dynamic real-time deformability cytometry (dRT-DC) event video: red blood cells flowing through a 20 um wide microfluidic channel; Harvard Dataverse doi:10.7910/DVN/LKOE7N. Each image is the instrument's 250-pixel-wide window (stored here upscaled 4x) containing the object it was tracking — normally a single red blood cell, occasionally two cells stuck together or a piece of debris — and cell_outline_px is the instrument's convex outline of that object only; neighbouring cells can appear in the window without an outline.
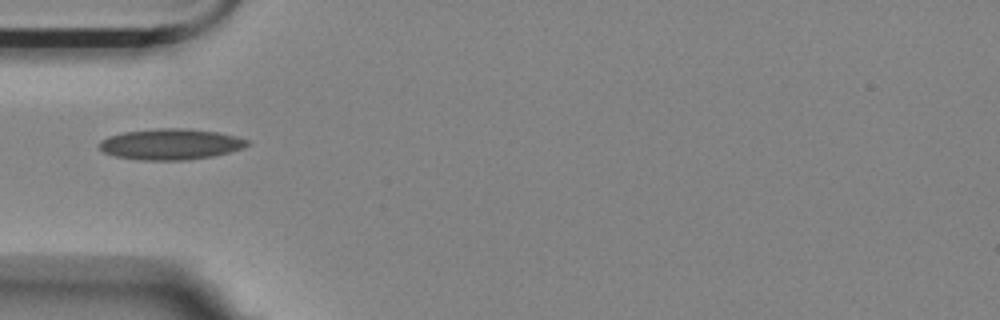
{"species": "Egyptian fruit bat (a non-hibernating species)", "species_latin": "Rousettus aegyptiacus", "temperature_condition": "room temperature", "stored_images_in_passage": 2, "camera_frame_rate_fps": 3000, "um_per_image_px": 0.085, "animal": {"sex": "female"}, "frame": {"image": 1, "passage_image": 1, "time_ms": 0.0, "image_size_px": [1000, 320], "cell_outline_px": [[252, 144], [244, 148], [212, 156], [188, 160], [140, 160], [116, 156], [104, 152], [100, 148], [100, 140], [108, 136], [124, 132], [160, 128], [184, 128], [216, 132], [236, 136], [248, 140]], "centroid_in_image_um": [14.53, 12.26], "position_along_channel_um": 70.5, "area_um2": 26.59}}
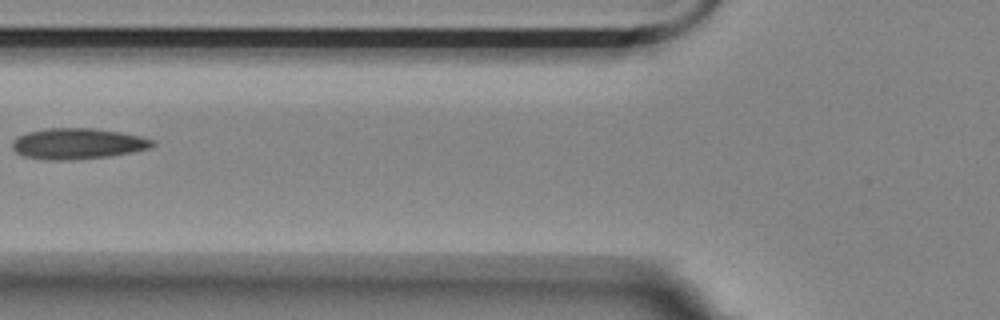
{"frame": {"image": 2, "passage_image": 2, "time_ms": 1.333, "image_size_px": [1000, 320], "cell_outline_px": [[156, 144], [148, 148], [132, 152], [108, 156], [68, 160], [48, 160], [24, 156], [16, 152], [12, 148], [12, 140], [28, 132], [44, 128], [92, 128], [120, 132], [140, 136], [152, 140]], "centroid_in_image_um": [6.57, 12.21], "position_along_channel_um": 119.2, "area_um2": 25.03}}